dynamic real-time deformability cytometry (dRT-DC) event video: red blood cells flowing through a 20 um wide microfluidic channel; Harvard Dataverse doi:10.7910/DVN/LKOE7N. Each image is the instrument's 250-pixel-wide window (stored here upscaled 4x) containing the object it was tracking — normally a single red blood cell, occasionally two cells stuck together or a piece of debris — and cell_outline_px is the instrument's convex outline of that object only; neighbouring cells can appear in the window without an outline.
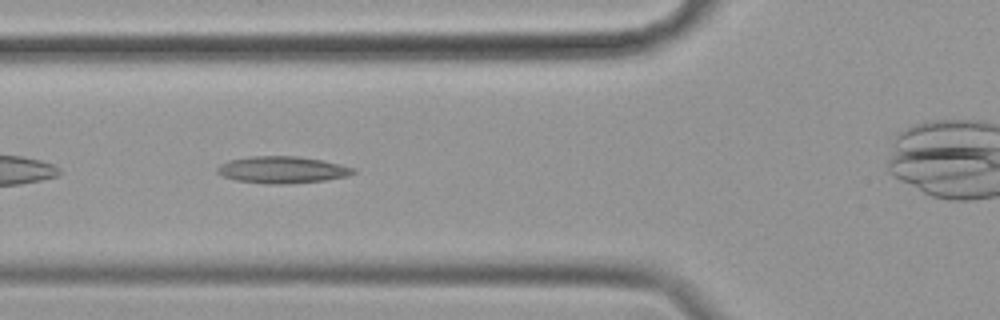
{"species": "common noctule bat (a hibernating species)", "species_latin": "Nyctalus noctula", "temperature_condition": "cold", "stored_images_in_passage": 43, "camera_frame_rate_fps": 3000, "um_per_image_px": 0.085, "animal": {"sex": "female", "body_mass_g": 19.9}, "frame": {"image": 1, "passage_image": 5, "time_ms": 1.333, "image_size_px": [1000, 320], "cell_outline_px": [[356, 172], [348, 176], [324, 180], [280, 184], [268, 184], [236, 180], [224, 176], [216, 172], [216, 168], [220, 164], [228, 160], [248, 156], [296, 156], [320, 160], [340, 164], [356, 168]], "centroid_in_image_um": [23.97, 14.42], "position_along_channel_um": 101.8, "area_um2": 21.21}}
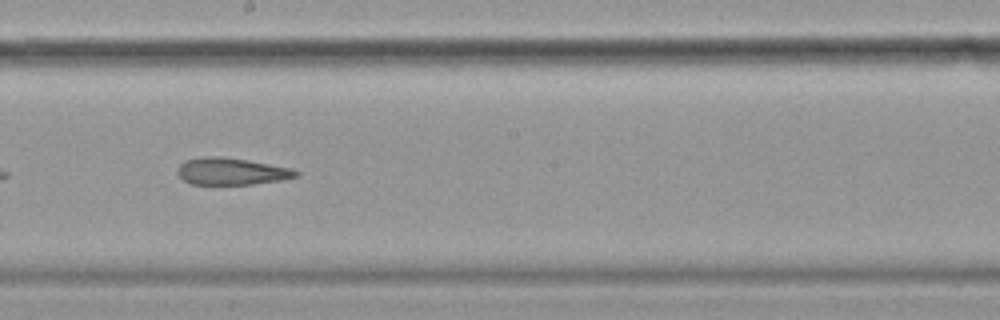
{"frame": {"image": 2, "passage_image": 16, "time_ms": 5.0, "image_size_px": [1000, 320], "cell_outline_px": [[300, 176], [280, 180], [252, 184], [192, 184], [184, 180], [176, 172], [180, 164], [184, 160], [200, 156], [220, 156], [248, 160], [292, 168], [300, 172]], "centroid_in_image_um": [19.67, 14.55], "position_along_channel_um": 228.5, "area_um2": 18.73}}
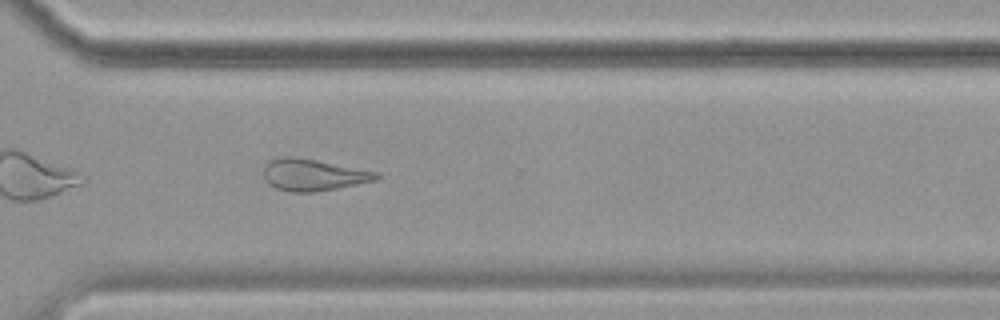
{"frame": {"image": 3, "passage_image": 26, "time_ms": 8.333, "image_size_px": [1000, 320], "cell_outline_px": [[380, 176], [376, 180], [336, 188], [312, 192], [288, 192], [276, 188], [268, 184], [264, 176], [264, 164], [268, 160], [284, 156], [292, 156], [316, 160], [380, 172]], "centroid_in_image_um": [26.59, 14.85], "position_along_channel_um": 344.0, "area_um2": 20.87}, "authors_computed_cell_mechanics": {"area_um2": 21.2126, "velocity_mm_per_s": 3.4637, "shape_relaxation_time_tau1_ms": null, "shape_relaxation_time_tau2_ms": 6.421, "deformation_change_tau1": null, "deformation_change_tau2": 0.188}}